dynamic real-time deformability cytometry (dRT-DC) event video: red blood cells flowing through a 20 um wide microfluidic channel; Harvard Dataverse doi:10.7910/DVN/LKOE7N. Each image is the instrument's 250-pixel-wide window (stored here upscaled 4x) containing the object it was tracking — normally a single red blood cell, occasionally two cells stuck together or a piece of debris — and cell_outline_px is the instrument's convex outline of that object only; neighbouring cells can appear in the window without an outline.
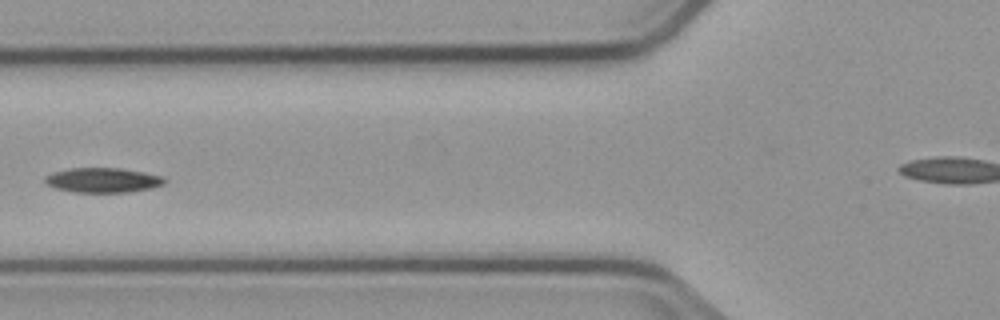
{"species": "common noctule bat (a hibernating species)", "species_latin": "Nyctalus noctula", "temperature_condition": "cold", "stored_images_in_passage": 7, "camera_frame_rate_fps": 3000, "um_per_image_px": 0.085, "animal": {"sex": "male", "body_mass_g": 23.1, "forearm_length_mm": 52.7}, "frame": {"image": 1, "passage_image": 6, "time_ms": 6.0, "image_size_px": [1000, 320], "cell_outline_px": [[168, 180], [164, 184], [152, 188], [128, 192], [72, 192], [56, 188], [44, 184], [44, 176], [56, 172], [72, 168], [120, 168], [144, 172], [164, 176]], "centroid_in_image_um": [8.77, 15.32], "position_along_channel_um": 117.0, "area_um2": 17.34}}
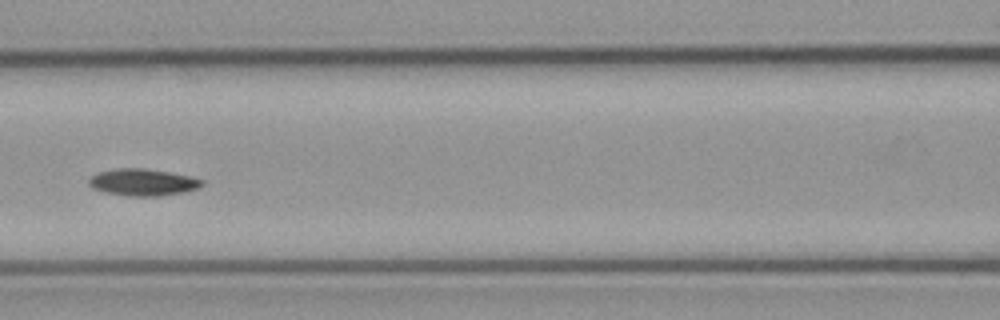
{"frame": {"image": 2, "passage_image": 7, "time_ms": 7.0, "image_size_px": [1000, 320], "cell_outline_px": [[204, 184], [200, 188], [184, 192], [160, 196], [128, 196], [104, 192], [92, 188], [88, 184], [88, 180], [96, 172], [112, 168], [144, 168], [168, 172], [188, 176], [204, 180]], "centroid_in_image_um": [12.11, 15.49], "position_along_channel_um": 154.5, "area_um2": 17.92}}